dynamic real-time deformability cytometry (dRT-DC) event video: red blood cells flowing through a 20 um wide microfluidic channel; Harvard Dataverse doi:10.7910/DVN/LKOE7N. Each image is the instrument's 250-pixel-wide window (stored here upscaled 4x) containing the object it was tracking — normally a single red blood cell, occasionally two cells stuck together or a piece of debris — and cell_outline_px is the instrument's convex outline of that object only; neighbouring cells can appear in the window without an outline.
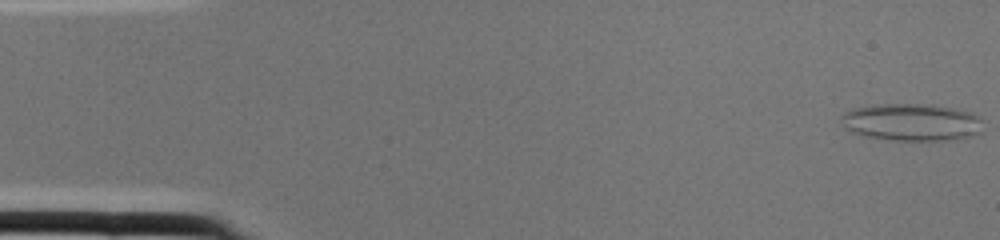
{"species": "common noctule bat (a hibernating species)", "species_latin": "Nyctalus noctula", "temperature_condition": "cold", "stored_images_in_passage": 2, "camera_frame_rate_fps": 3000, "um_per_image_px": 0.085, "animal": {"sex": "female", "body_mass_g": 22.0, "forearm_length_mm": 56.7}, "frame": {"image": 1, "passage_image": 1, "time_ms": 0.0, "image_size_px": [1000, 240], "cell_outline_px": [[980, 132], [972, 136], [944, 140], [892, 140], [868, 136], [852, 132], [844, 128], [840, 124], [844, 112], [852, 108], [884, 104], [932, 104], [972, 112], [980, 120]], "centroid_in_image_um": [77.45, 10.38], "position_along_channel_um": 7.6, "area_um2": 30.58}}
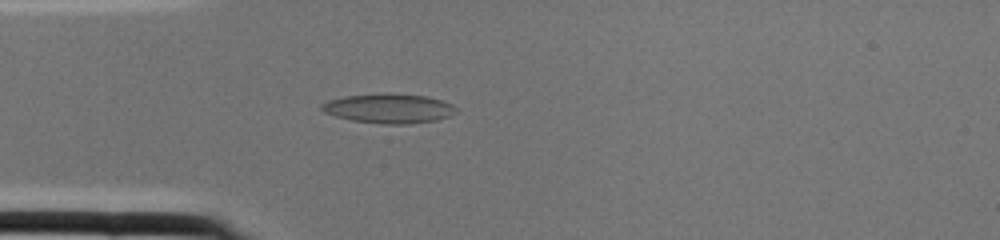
{"frame": {"image": 2, "passage_image": 2, "time_ms": 0.333, "image_size_px": [1000, 240], "cell_outline_px": [[456, 112], [448, 116], [436, 120], [408, 124], [384, 124], [352, 120], [336, 116], [324, 112], [320, 108], [320, 104], [328, 100], [344, 96], [384, 92], [424, 96], [440, 100], [452, 104], [456, 108]], "centroid_in_image_um": [33.01, 9.2], "position_along_channel_um": 52.0, "area_um2": 23.12}}